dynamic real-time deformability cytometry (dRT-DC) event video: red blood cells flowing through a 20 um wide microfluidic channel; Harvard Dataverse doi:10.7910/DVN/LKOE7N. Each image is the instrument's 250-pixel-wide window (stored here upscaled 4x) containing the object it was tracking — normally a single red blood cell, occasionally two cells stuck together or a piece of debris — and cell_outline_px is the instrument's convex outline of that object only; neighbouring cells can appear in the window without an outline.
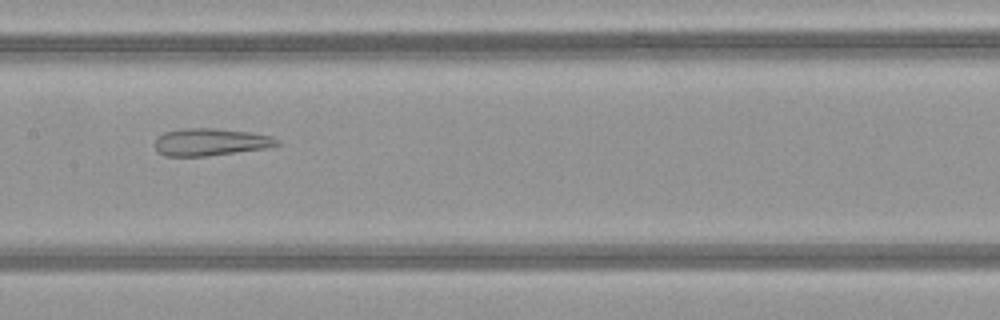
{"species": "common noctule bat (a hibernating species)", "species_latin": "Nyctalus noctula", "temperature_condition": "warm", "stored_images_in_passage": 49, "camera_frame_rate_fps": 3000, "um_per_image_px": 0.085, "animal": {"sex": "female", "body_mass_g": 21.9}, "frame": {"image": 1, "passage_image": 25, "time_ms": 8.0, "image_size_px": [1000, 320], "cell_outline_px": [[280, 144], [264, 148], [236, 152], [204, 156], [164, 156], [156, 152], [156, 140], [164, 132], [184, 128], [212, 128], [248, 132], [272, 136], [280, 140]], "centroid_in_image_um": [17.88, 12.07], "position_along_channel_um": 189.5, "area_um2": 19.25}}
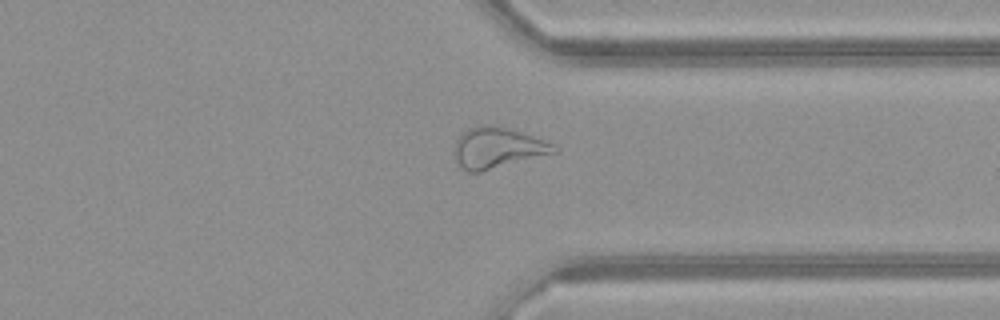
{"frame": {"image": 2, "passage_image": 38, "time_ms": 12.333, "image_size_px": [1000, 320], "cell_outline_px": [[560, 148], [556, 152], [480, 172], [464, 172], [456, 160], [452, 152], [452, 148], [456, 140], [468, 128], [484, 124], [488, 124], [508, 128], [544, 140]], "centroid_in_image_um": [42.22, 12.57], "position_along_channel_um": 369.2, "area_um2": 23.64}}
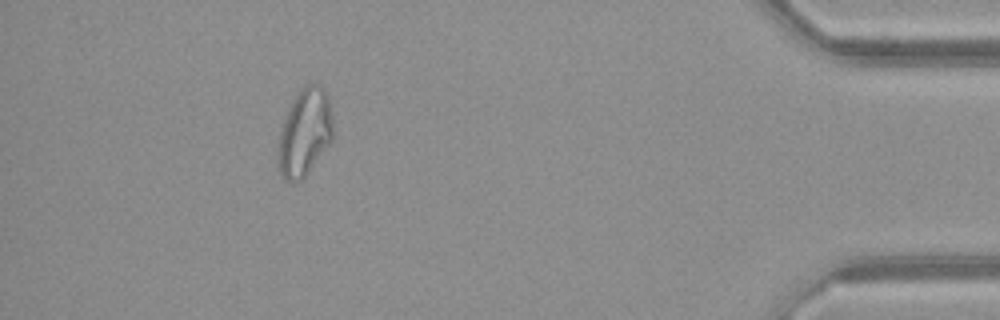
{"frame": {"image": 3, "passage_image": 45, "time_ms": 14.667, "image_size_px": [1000, 320], "cell_outline_px": [[332, 140], [308, 172], [300, 180], [284, 180], [276, 168], [276, 144], [288, 108], [300, 88], [304, 84], [320, 84], [328, 96], [332, 116]], "centroid_in_image_um": [25.85, 11.26], "position_along_channel_um": 409.3, "area_um2": 28.21}, "authors_computed_cell_mechanics": {"area_um2": 26.7614, "velocity_mm_per_s": 4.1666, "shape_relaxation_time_tau1_ms": null, "shape_relaxation_time_tau2_ms": 2.3844, "deformation_change_tau1": null, "deformation_change_tau2": 0.1287}}